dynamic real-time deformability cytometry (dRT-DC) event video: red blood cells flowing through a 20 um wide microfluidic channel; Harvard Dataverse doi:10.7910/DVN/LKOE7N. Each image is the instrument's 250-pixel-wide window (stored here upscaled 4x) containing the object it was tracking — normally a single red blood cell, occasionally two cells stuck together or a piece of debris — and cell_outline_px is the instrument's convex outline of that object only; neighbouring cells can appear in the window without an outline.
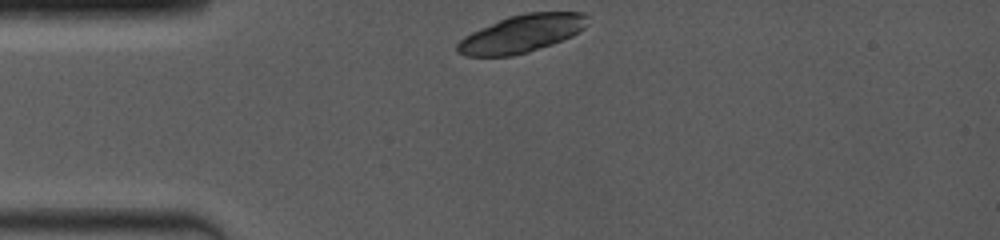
{"species": "common noctule bat (a hibernating species)", "species_latin": "Nyctalus noctula", "temperature_condition": "room temperature", "stored_images_in_passage": 3, "camera_frame_rate_fps": 4000, "um_per_image_px": 0.085, "animal": {"sex": "female", "body_mass_g": 19.0, "forearm_length_mm": 53.3}, "frame": {"image": 1, "passage_image": 1, "time_ms": 0.0, "image_size_px": [1000, 240], "cell_outline_px": [[588, 16], [584, 28], [572, 36], [552, 44], [528, 52], [512, 56], [464, 56], [456, 52], [456, 44], [464, 36], [480, 28], [508, 16], [524, 12], [584, 12]], "centroid_in_image_um": [44.32, 2.86], "position_along_channel_um": 40.7, "area_um2": 28.61}}